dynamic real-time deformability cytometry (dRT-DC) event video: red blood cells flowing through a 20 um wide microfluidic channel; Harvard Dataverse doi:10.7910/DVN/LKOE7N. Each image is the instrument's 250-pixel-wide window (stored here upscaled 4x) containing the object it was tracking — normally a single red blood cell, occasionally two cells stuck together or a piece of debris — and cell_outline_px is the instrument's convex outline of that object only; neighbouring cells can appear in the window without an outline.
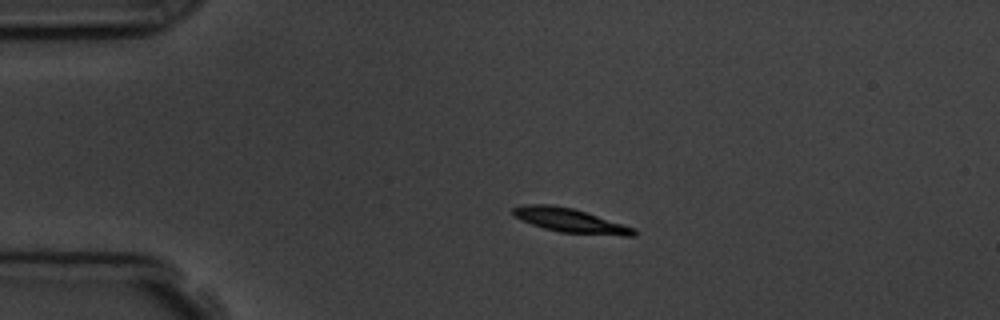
{"species": "common noctule bat (a hibernating species)", "species_latin": "Nyctalus noctula", "temperature_condition": "room temperature", "stored_images_in_passage": 4, "camera_frame_rate_fps": 3000, "um_per_image_px": 0.085, "animal": {"sex": "male", "body_mass_g": 19.5, "forearm_length_mm": 54.6}, "frame": {"image": 1, "passage_image": 3, "time_ms": 2.333, "image_size_px": [1000, 320], "cell_outline_px": [[636, 236], [624, 236], [560, 232], [544, 228], [532, 224], [516, 216], [512, 212], [512, 208], [524, 204], [552, 204], [572, 208], [636, 228]], "centroid_in_image_um": [48.49, 18.74], "position_along_channel_um": 36.5, "area_um2": 16.76}}